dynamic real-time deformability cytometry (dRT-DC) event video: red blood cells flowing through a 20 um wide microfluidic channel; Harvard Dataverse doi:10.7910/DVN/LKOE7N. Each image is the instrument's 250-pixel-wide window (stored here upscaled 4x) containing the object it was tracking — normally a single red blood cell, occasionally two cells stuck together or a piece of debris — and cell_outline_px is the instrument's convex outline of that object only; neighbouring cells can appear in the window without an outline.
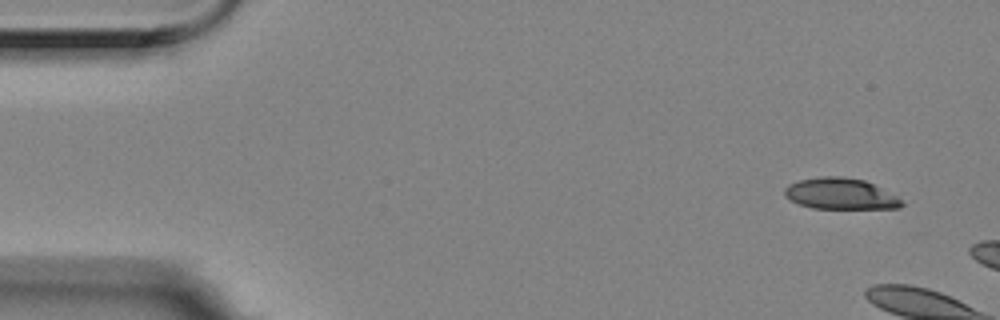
{"species": "Egyptian fruit bat (a non-hibernating species)", "species_latin": "Rousettus aegyptiacus", "temperature_condition": "room temperature", "stored_images_in_passage": 3, "camera_frame_rate_fps": 3000, "um_per_image_px": 0.085, "animal": {"sex": "female"}, "frame": {"image": 1, "passage_image": 1, "time_ms": 0.0, "image_size_px": [1000, 320], "cell_outline_px": [[904, 204], [900, 208], [812, 208], [800, 204], [784, 196], [784, 188], [788, 184], [800, 180], [820, 176], [844, 176], [864, 180], [896, 196]], "centroid_in_image_um": [71.4, 16.46], "position_along_channel_um": 13.6, "area_um2": 21.04}}